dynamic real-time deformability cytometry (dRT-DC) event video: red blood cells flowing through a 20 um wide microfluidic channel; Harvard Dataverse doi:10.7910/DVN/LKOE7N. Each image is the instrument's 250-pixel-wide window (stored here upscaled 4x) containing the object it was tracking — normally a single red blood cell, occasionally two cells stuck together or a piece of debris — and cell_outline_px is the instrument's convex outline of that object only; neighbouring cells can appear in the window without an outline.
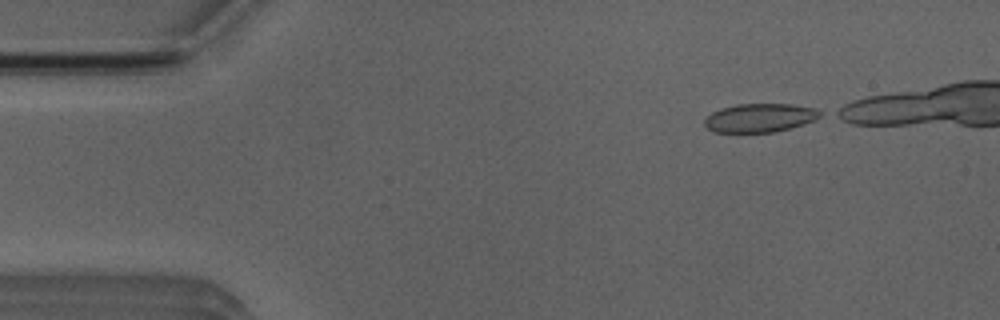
{"species": "Egyptian fruit bat (a non-hibernating species)", "species_latin": "Rousettus aegyptiacus", "temperature_condition": "room temperature", "stored_images_in_passage": 5, "camera_frame_rate_fps": 3000, "um_per_image_px": 0.085, "animal": {"sex": "male"}, "frame": {"image": 1, "passage_image": 1, "time_ms": 0.0, "image_size_px": [1000, 320], "cell_outline_px": [[824, 112], [820, 116], [804, 124], [776, 132], [716, 132], [708, 128], [704, 124], [704, 120], [712, 112], [720, 108], [736, 104], [792, 104], [816, 108]], "centroid_in_image_um": [64.6, 10.01], "position_along_channel_um": 20.4, "area_um2": 19.31}}